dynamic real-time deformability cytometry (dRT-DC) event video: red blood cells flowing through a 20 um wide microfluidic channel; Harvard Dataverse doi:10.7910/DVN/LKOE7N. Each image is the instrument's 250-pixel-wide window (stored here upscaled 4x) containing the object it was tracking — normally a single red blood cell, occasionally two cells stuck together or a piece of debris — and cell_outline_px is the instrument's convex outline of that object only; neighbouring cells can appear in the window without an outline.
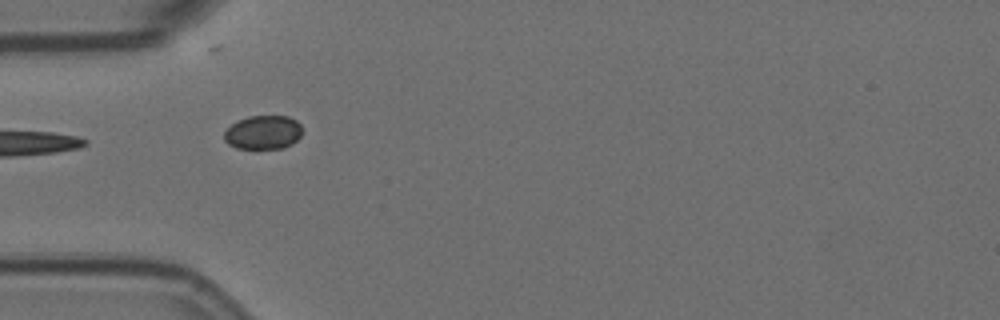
{"species": "Egyptian fruit bat (a non-hibernating species)", "species_latin": "Rousettus aegyptiacus", "temperature_condition": "room temperature", "stored_images_in_passage": 10, "segment_of_instrument_passage": [2, 2], "camera_frame_rate_fps": 3000, "um_per_image_px": 0.085, "animal": {"sex": "female"}, "frame": {"image": 1, "passage_image": 4, "time_ms": 1.0, "image_size_px": [1000, 320], "cell_outline_px": [[300, 136], [292, 144], [284, 148], [236, 148], [228, 144], [224, 140], [224, 132], [236, 120], [248, 116], [288, 116], [296, 120], [300, 124]], "centroid_in_image_um": [22.34, 11.24], "position_along_channel_um": 62.7, "area_um2": 15.37}}
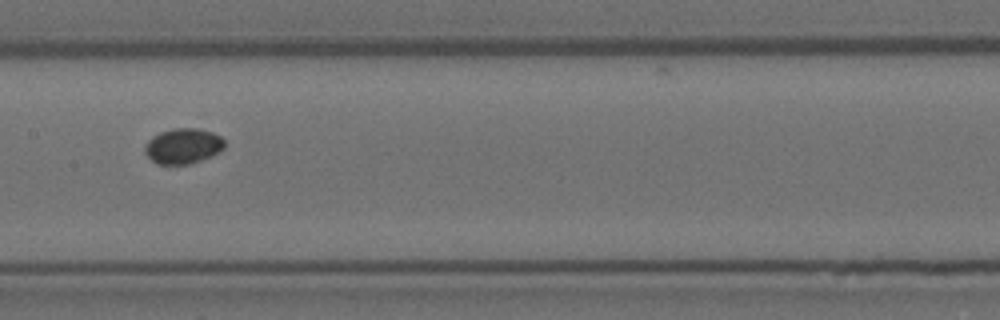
{"frame": {"image": 2, "passage_image": 7, "time_ms": 2.0, "image_size_px": [1000, 320], "cell_outline_px": [[224, 148], [212, 156], [188, 164], [156, 164], [144, 152], [144, 148], [148, 140], [152, 136], [160, 132], [172, 128], [196, 128], [212, 132], [220, 136], [224, 140]], "centroid_in_image_um": [15.55, 12.4], "position_along_channel_um": 191.9, "area_um2": 16.42}}
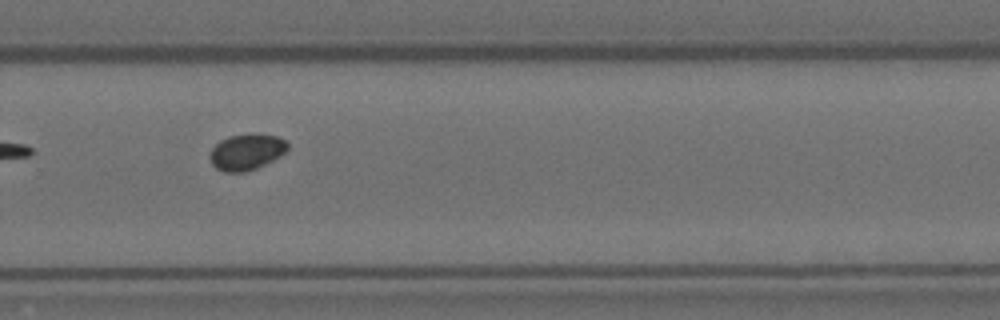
{"frame": {"image": 3, "passage_image": 10, "time_ms": 3.0, "image_size_px": [1000, 320], "cell_outline_px": [[288, 148], [280, 156], [256, 168], [244, 172], [224, 172], [216, 168], [212, 164], [208, 156], [212, 148], [220, 140], [228, 136], [256, 132], [276, 136], [284, 140], [288, 144]], "centroid_in_image_um": [20.93, 12.89], "position_along_channel_um": 308.9, "area_um2": 16.47}}